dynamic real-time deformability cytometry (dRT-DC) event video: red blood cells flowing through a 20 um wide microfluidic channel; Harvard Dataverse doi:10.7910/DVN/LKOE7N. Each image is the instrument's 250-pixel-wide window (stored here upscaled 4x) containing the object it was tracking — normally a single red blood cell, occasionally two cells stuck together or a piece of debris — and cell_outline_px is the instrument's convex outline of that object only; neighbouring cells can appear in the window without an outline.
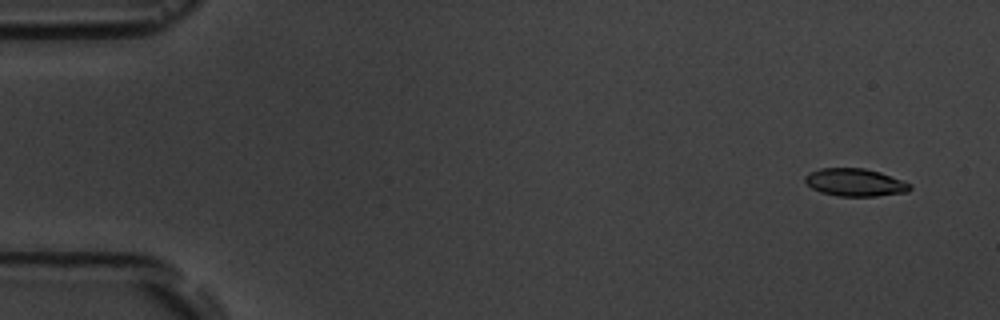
{"species": "common noctule bat (a hibernating species)", "species_latin": "Nyctalus noctula", "temperature_condition": "room temperature", "stored_images_in_passage": 6, "camera_frame_rate_fps": 3000, "um_per_image_px": 0.085, "animal": {"sex": "male", "body_mass_g": 19.5, "forearm_length_mm": 54.6}, "frame": {"image": 1, "passage_image": 1, "time_ms": 0.0, "image_size_px": [1000, 320], "cell_outline_px": [[912, 188], [908, 192], [876, 196], [840, 196], [820, 192], [812, 188], [804, 180], [804, 176], [808, 172], [820, 168], [864, 168], [880, 172], [912, 184]], "centroid_in_image_um": [72.68, 15.5], "position_along_channel_um": 12.3, "area_um2": 16.99}}